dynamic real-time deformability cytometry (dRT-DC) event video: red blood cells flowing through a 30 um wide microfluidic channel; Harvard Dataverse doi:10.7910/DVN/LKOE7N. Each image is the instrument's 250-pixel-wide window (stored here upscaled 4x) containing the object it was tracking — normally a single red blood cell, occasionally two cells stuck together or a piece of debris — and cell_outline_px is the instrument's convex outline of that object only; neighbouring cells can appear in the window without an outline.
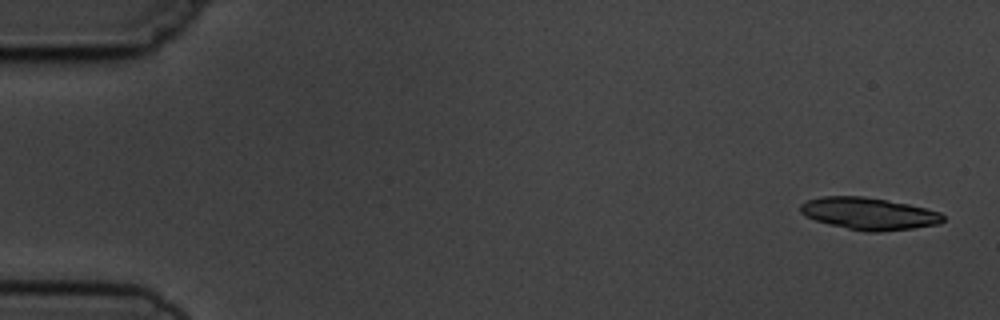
{"species": "common noctule bat (a hibernating species)", "species_latin": "Nyctalus noctula", "temperature_condition": "cold", "stored_images_in_passage": 4, "camera_frame_rate_fps": 3000, "um_per_image_px": 0.085, "animal": {"sex": "male", "body_mass_g": 19.5, "forearm_length_mm": 54.6}, "frame": {"image": 1, "passage_image": 1, "time_ms": 0.0, "image_size_px": [1000, 320], "cell_outline_px": [[944, 220], [940, 224], [912, 228], [880, 232], [868, 232], [848, 228], [816, 220], [804, 216], [800, 212], [800, 204], [808, 200], [824, 196], [864, 196], [908, 204], [940, 212], [944, 216]], "centroid_in_image_um": [73.86, 18.15], "position_along_channel_um": 11.1, "area_um2": 26.47}}